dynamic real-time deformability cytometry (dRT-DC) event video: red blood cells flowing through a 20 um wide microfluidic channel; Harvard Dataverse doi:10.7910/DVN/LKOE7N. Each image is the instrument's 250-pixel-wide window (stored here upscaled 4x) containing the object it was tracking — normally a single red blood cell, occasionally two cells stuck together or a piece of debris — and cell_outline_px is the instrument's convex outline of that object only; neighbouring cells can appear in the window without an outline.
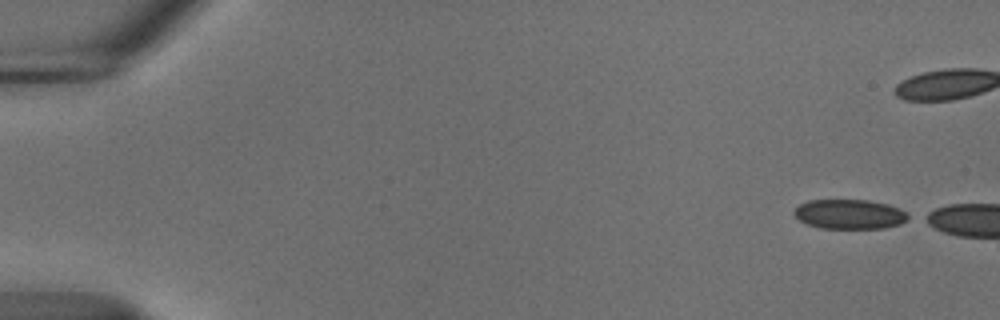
{"species": "common noctule bat (a hibernating species)", "species_latin": "Nyctalus noctula", "temperature_condition": "cold", "stored_images_in_passage": 8, "camera_frame_rate_fps": 3000, "um_per_image_px": 0.085, "animal": {"sex": "male", "body_mass_g": 18.8}, "frame": {"image": 1, "passage_image": 1, "time_ms": 0.0, "image_size_px": [1000, 320], "cell_outline_px": [[912, 216], [908, 220], [900, 224], [884, 228], [820, 228], [808, 224], [800, 220], [792, 212], [800, 204], [808, 200], [868, 200], [888, 204]], "centroid_in_image_um": [72.22, 18.21], "position_along_channel_um": 12.8, "area_um2": 19.59}}